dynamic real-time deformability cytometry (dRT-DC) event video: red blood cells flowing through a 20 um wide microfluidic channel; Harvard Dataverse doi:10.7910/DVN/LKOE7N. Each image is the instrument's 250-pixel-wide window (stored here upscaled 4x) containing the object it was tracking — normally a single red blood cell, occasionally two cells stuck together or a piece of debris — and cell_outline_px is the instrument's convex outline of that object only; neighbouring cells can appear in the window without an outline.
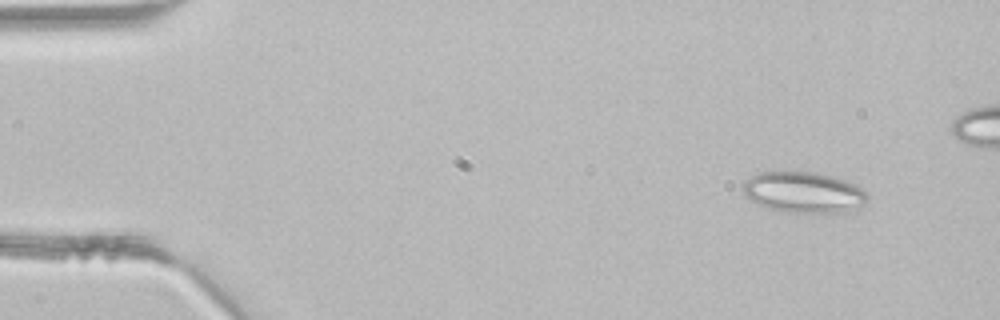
{"species": "common noctule bat (a hibernating species)", "species_latin": "Nyctalus noctula", "temperature_condition": "room temperature", "stored_images_in_passage": 4, "camera_frame_rate_fps": 3000, "um_per_image_px": 0.085, "animal": {"sex": "male", "body_mass_g": 21.5, "forearm_length_mm": 52.0}, "frame": {"image": 1, "passage_image": 1, "time_ms": 0.0, "image_size_px": [1000, 320], "cell_outline_px": [[868, 200], [856, 212], [784, 212], [768, 208], [748, 200], [744, 196], [744, 180], [760, 172], [820, 172], [836, 176], [856, 184], [864, 188], [868, 196]], "centroid_in_image_um": [68.38, 16.35], "position_along_channel_um": 16.6, "area_um2": 30.29}}